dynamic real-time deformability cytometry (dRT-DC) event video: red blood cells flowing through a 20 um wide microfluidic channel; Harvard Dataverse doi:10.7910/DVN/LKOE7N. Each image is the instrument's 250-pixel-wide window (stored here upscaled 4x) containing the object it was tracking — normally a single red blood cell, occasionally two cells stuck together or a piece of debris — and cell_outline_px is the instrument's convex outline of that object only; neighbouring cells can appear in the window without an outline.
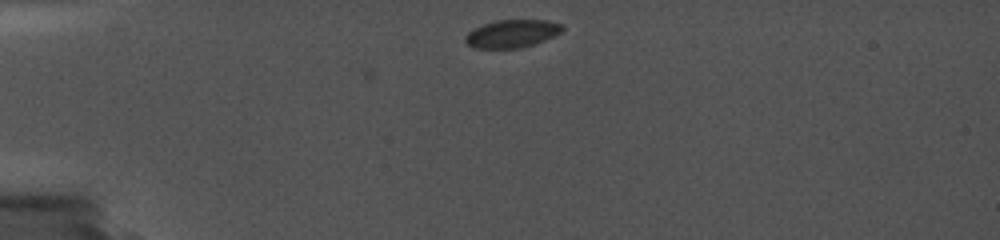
{"species": "common noctule bat (a hibernating species)", "species_latin": "Nyctalus noctula", "temperature_condition": "cold", "stored_images_in_passage": 2, "camera_frame_rate_fps": 5000, "um_per_image_px": 0.085, "animal": {"sex": "female", "body_mass_g": 19.0, "forearm_length_mm": 56.7}, "frame": {"image": 1, "passage_image": 1, "time_ms": 0.0, "image_size_px": [1000, 240], "cell_outline_px": [[564, 28], [560, 32], [544, 40], [520, 48], [476, 48], [468, 44], [464, 40], [464, 36], [472, 28], [496, 20], [548, 20], [560, 24]], "centroid_in_image_um": [43.47, 2.85], "position_along_channel_um": 41.5, "area_um2": 15.61}}